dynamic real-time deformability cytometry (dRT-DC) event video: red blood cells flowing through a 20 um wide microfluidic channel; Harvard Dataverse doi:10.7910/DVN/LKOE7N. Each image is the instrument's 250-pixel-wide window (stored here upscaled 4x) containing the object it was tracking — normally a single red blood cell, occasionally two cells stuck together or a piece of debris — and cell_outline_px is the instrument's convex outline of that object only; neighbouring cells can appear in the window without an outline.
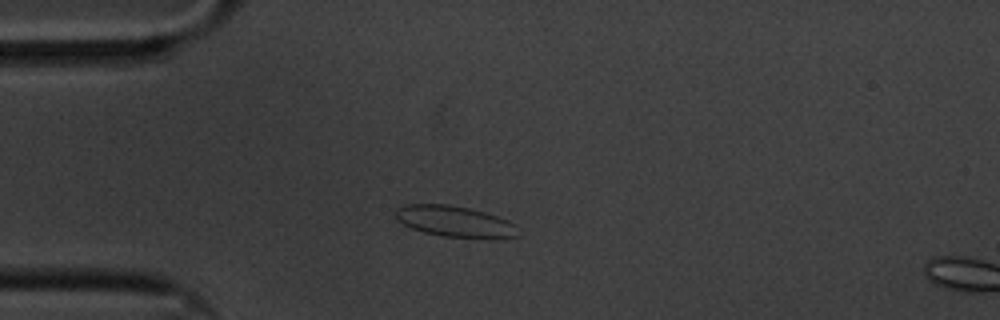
{"species": "common noctule bat (a hibernating species)", "species_latin": "Nyctalus noctula", "temperature_condition": "cold", "stored_images_in_passage": 4, "camera_frame_rate_fps": 3000, "um_per_image_px": 0.085, "animal": {"sex": "male", "body_mass_g": 20.1, "forearm_length_mm": 53.5}, "frame": {"image": 1, "passage_image": 1, "time_ms": 0.0, "image_size_px": [1000, 320], "cell_outline_px": [[520, 236], [492, 240], [444, 236], [424, 232], [412, 228], [396, 220], [396, 208], [404, 204], [448, 204], [468, 208], [484, 212], [508, 220], [516, 224]], "centroid_in_image_um": [38.72, 18.85], "position_along_channel_um": 46.3, "area_um2": 22.6}}